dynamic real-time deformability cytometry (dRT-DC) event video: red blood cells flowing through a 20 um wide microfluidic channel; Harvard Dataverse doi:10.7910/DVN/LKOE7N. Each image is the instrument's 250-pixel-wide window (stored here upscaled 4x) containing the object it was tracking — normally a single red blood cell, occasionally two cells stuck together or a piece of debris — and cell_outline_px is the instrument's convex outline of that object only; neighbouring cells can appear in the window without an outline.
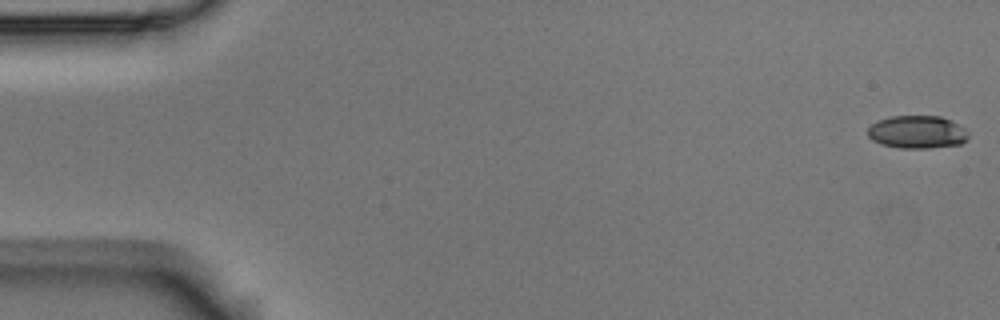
{"species": "Egyptian fruit bat (a non-hibernating species)", "species_latin": "Rousettus aegyptiacus", "temperature_condition": "room temperature", "stored_images_in_passage": 54, "camera_frame_rate_fps": 3000, "um_per_image_px": 0.085, "animal": {"sex": "male"}, "frame": {"image": 1, "passage_image": 1, "time_ms": 0.0, "image_size_px": [1000, 320], "cell_outline_px": [[968, 136], [960, 144], [928, 148], [900, 148], [880, 144], [872, 140], [868, 136], [868, 128], [872, 124], [880, 120], [892, 116], [940, 116], [964, 128], [968, 132]], "centroid_in_image_um": [77.93, 11.23], "position_along_channel_um": 7.1, "area_um2": 19.02}}
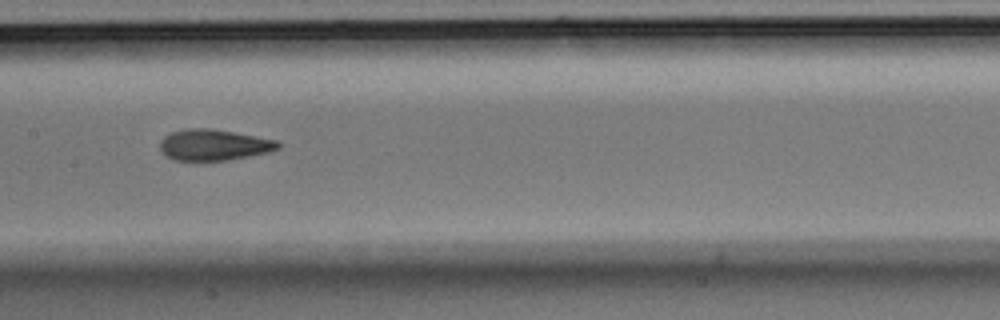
{"frame": {"image": 2, "passage_image": 27, "time_ms": 8.667, "image_size_px": [1000, 320], "cell_outline_px": [[280, 148], [268, 152], [228, 160], [204, 164], [172, 160], [160, 152], [160, 140], [164, 136], [172, 132], [188, 128], [208, 128], [232, 132], [276, 140], [280, 144]], "centroid_in_image_um": [18.09, 12.37], "position_along_channel_um": 189.3, "area_um2": 22.02}}
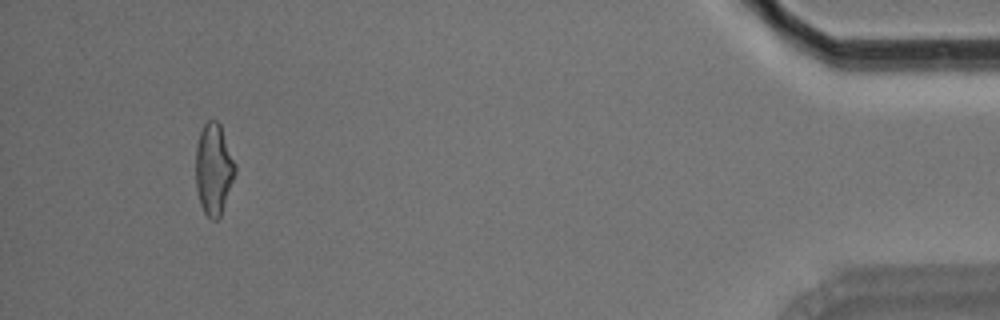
{"frame": {"image": 3, "passage_image": 51, "time_ms": 16.667, "image_size_px": [1000, 320], "cell_outline_px": [[236, 172], [220, 216], [216, 220], [212, 220], [204, 212], [200, 204], [196, 188], [196, 144], [200, 132], [204, 124], [208, 120], [216, 120], [220, 124], [236, 164]], "centroid_in_image_um": [18.16, 14.36], "position_along_channel_um": 417.0, "area_um2": 20.92}, "authors_computed_cell_mechanics": {"area_um2": 20.9525, "velocity_mm_per_s": 3.7227, "shape_relaxation_time_tau1_ms": 7.9952, "shape_relaxation_time_tau2_ms": 1.9595, "deformation_change_tau1": 0.2105, "deformation_change_tau2": 0.0986}}